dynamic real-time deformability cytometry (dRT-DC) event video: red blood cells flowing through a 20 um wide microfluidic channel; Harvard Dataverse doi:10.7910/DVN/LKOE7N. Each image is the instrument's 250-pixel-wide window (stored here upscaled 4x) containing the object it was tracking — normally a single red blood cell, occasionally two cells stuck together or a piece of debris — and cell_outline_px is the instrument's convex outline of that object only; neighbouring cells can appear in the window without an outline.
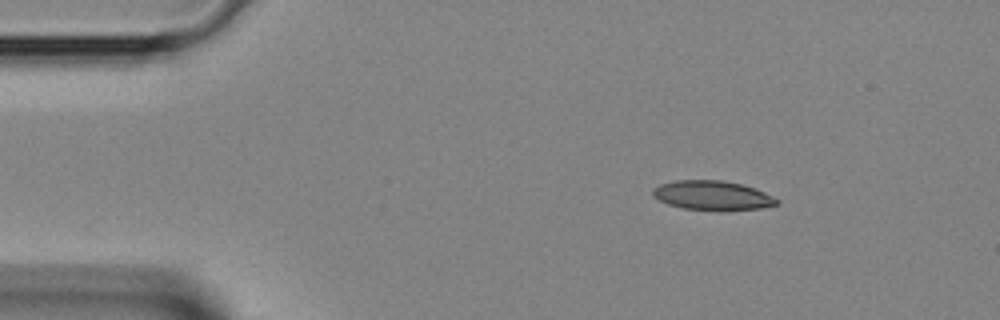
{"species": "Egyptian fruit bat (a non-hibernating species)", "species_latin": "Rousettus aegyptiacus", "temperature_condition": "room temperature", "stored_images_in_passage": 3, "camera_frame_rate_fps": 3000, "um_per_image_px": 0.085, "animal": {"sex": "female"}, "frame": {"image": 1, "passage_image": 1, "time_ms": 0.0, "image_size_px": [1000, 320], "cell_outline_px": [[780, 204], [760, 208], [684, 208], [668, 204], [652, 196], [652, 188], [660, 184], [676, 180], [724, 180], [744, 184], [756, 188], [780, 200]], "centroid_in_image_um": [60.55, 16.56], "position_along_channel_um": 24.5, "area_um2": 20.63}}
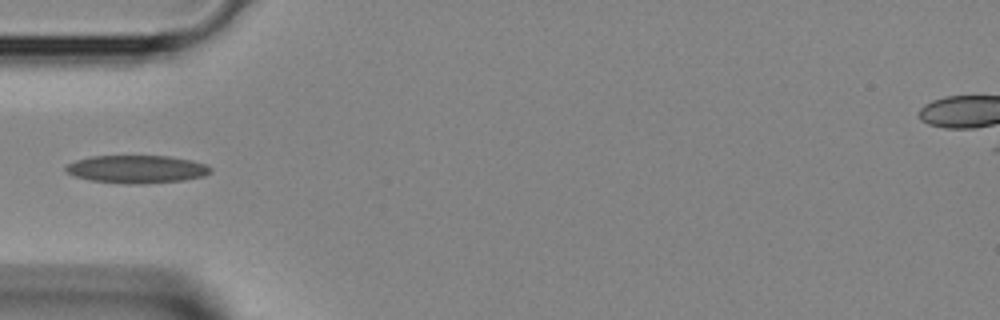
{"frame": {"image": 2, "passage_image": 3, "time_ms": 0.667, "image_size_px": [1000, 320], "cell_outline_px": [[212, 172], [204, 176], [184, 180], [140, 184], [128, 184], [92, 180], [76, 176], [68, 172], [64, 168], [68, 164], [76, 160], [92, 156], [168, 156], [192, 160], [204, 164], [212, 168]], "centroid_in_image_um": [11.66, 14.38], "position_along_channel_um": 73.3, "area_um2": 23.35}}